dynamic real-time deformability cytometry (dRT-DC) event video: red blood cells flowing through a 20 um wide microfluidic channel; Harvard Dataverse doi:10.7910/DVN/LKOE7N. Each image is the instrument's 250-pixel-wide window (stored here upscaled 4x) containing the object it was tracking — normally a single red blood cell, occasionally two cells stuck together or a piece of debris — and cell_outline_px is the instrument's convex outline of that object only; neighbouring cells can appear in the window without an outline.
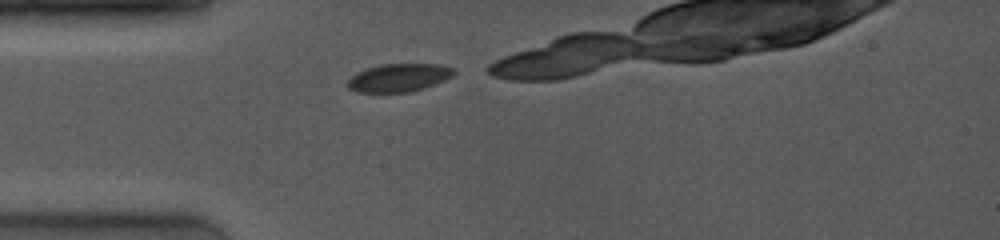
{"species": "common noctule bat (a hibernating species)", "species_latin": "Nyctalus noctula", "temperature_condition": "room temperature", "stored_images_in_passage": 6, "camera_frame_rate_fps": 4000, "um_per_image_px": 0.085, "animal": {"sex": "female", "body_mass_g": 19.0, "forearm_length_mm": 53.3}, "frame": {"image": 1, "passage_image": 1, "time_ms": 0.0, "image_size_px": [1000, 240], "cell_outline_px": [[456, 72], [452, 76], [444, 80], [408, 92], [356, 92], [348, 88], [348, 80], [356, 72], [380, 64], [436, 64], [456, 68]], "centroid_in_image_um": [33.88, 6.59], "position_along_channel_um": 51.1, "area_um2": 17.17}}